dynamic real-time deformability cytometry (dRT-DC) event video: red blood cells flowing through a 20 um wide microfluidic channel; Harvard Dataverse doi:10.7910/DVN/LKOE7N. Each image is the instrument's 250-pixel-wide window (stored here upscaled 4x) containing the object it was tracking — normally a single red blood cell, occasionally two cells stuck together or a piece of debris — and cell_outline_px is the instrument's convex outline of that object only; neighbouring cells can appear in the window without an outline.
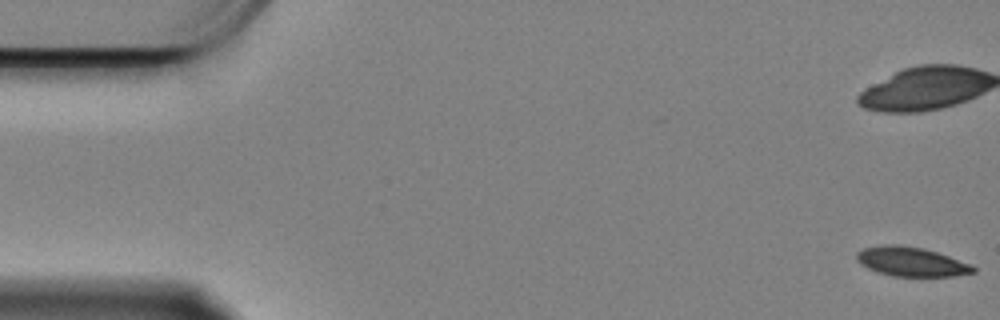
{"species": "Egyptian fruit bat (a non-hibernating species)", "species_latin": "Rousettus aegyptiacus", "temperature_condition": "cold", "stored_images_in_passage": 59, "camera_frame_rate_fps": 3000, "um_per_image_px": 0.085, "animal": {"sex": "female"}, "frame": {"image": 1, "passage_image": 1, "time_ms": 0.0, "image_size_px": [1000, 320], "cell_outline_px": [[976, 272], [956, 276], [892, 276], [876, 272], [860, 264], [856, 260], [856, 252], [864, 248], [888, 244], [896, 244], [920, 248], [936, 252], [972, 264], [976, 268]], "centroid_in_image_um": [77.45, 22.25], "position_along_channel_um": 7.5, "area_um2": 19.88}}